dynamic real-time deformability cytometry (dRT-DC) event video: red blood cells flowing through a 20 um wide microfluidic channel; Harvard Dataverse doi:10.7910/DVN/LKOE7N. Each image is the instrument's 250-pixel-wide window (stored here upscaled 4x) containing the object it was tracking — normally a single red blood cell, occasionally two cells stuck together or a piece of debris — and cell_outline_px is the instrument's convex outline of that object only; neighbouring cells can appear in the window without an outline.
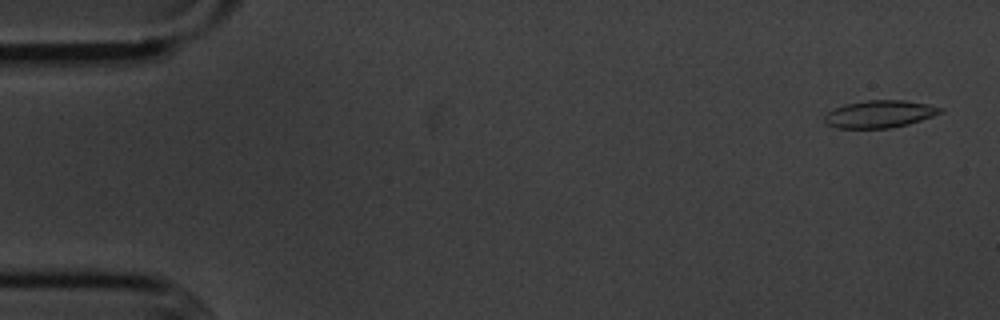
{"species": "common noctule bat (a hibernating species)", "species_latin": "Nyctalus noctula", "temperature_condition": "cold", "stored_images_in_passage": 5, "camera_frame_rate_fps": 3000, "um_per_image_px": 0.085, "animal": {"sex": "male", "body_mass_g": 20.1, "forearm_length_mm": 53.5}, "frame": {"image": 1, "passage_image": 1, "time_ms": 0.0, "image_size_px": [1000, 320], "cell_outline_px": [[944, 112], [908, 124], [888, 128], [836, 128], [828, 124], [824, 120], [824, 116], [828, 112], [844, 104], [868, 100], [904, 100], [928, 104], [944, 108]], "centroid_in_image_um": [74.79, 9.69], "position_along_channel_um": 10.2, "area_um2": 18.38}}
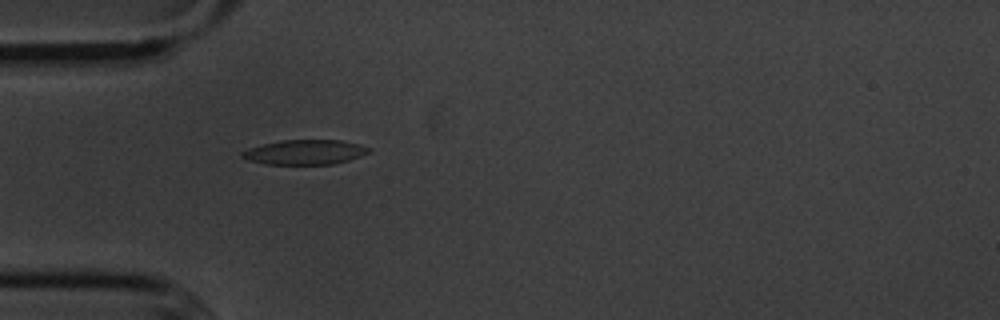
{"frame": {"image": 2, "passage_image": 5, "time_ms": 4.667, "image_size_px": [1000, 320], "cell_outline_px": [[372, 148], [368, 152], [360, 156], [348, 160], [332, 164], [264, 164], [248, 160], [240, 156], [240, 152], [248, 148], [280, 140], [340, 140], [360, 144]], "centroid_in_image_um": [25.89, 12.93], "position_along_channel_um": 59.1, "area_um2": 18.26}}